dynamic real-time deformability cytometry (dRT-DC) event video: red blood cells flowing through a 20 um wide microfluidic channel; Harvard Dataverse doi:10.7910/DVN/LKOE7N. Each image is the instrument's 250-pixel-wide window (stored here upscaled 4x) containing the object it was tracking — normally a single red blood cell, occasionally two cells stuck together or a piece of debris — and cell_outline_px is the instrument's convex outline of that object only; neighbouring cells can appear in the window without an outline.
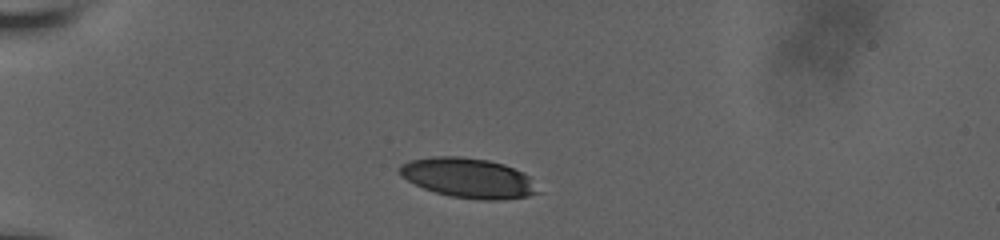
{"species": "human", "species_latin": "Homo sapiens", "temperature_condition": "room temperature", "stored_images_in_passage": 2, "camera_frame_rate_fps": 3000, "um_per_image_px": 0.085, "donor": {"sex": "male"}, "frame": {"image": 1, "passage_image": 1, "time_ms": 0.0, "image_size_px": [1000, 240], "cell_outline_px": [[544, 192], [528, 196], [500, 200], [480, 200], [448, 196], [424, 188], [400, 176], [400, 164], [408, 160], [432, 156], [460, 156], [488, 160], [504, 164], [524, 172]], "centroid_in_image_um": [39.85, 15.13], "position_along_channel_um": 45.1, "area_um2": 32.43}}